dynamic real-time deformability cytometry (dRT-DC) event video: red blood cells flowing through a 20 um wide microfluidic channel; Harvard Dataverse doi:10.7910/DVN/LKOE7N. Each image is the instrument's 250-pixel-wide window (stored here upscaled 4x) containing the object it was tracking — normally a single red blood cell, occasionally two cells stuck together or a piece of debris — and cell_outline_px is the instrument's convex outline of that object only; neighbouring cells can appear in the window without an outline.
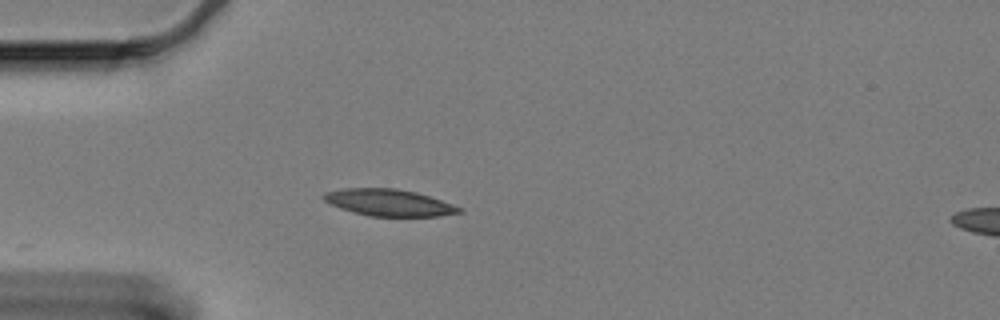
{"species": "Egyptian fruit bat (a non-hibernating species)", "species_latin": "Rousettus aegyptiacus", "temperature_condition": "cold", "stored_images_in_passage": 18, "camera_frame_rate_fps": 3000, "um_per_image_px": 0.085, "animal": {"sex": "female"}, "frame": {"image": 1, "passage_image": 1, "time_ms": 0.0, "image_size_px": [1000, 320], "cell_outline_px": [[464, 212], [440, 216], [368, 216], [352, 212], [340, 208], [324, 200], [320, 196], [324, 192], [340, 188], [396, 188], [416, 192], [452, 204], [460, 208]], "centroid_in_image_um": [33.01, 17.21], "position_along_channel_um": 52.0, "area_um2": 21.15}}
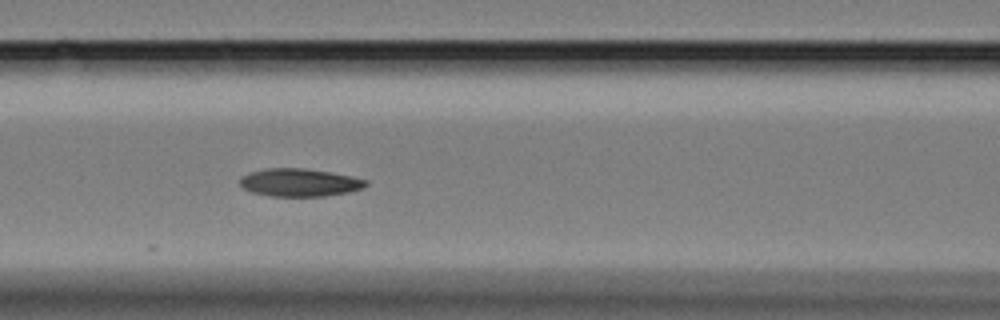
{"frame": {"image": 2, "passage_image": 10, "time_ms": 3.0, "image_size_px": [1000, 320], "cell_outline_px": [[368, 184], [364, 188], [348, 192], [324, 196], [268, 196], [252, 192], [244, 188], [240, 184], [240, 176], [248, 172], [264, 168], [304, 168], [332, 172], [352, 176], [368, 180]], "centroid_in_image_um": [25.46, 15.5], "position_along_channel_um": 141.1, "area_um2": 20.69}}
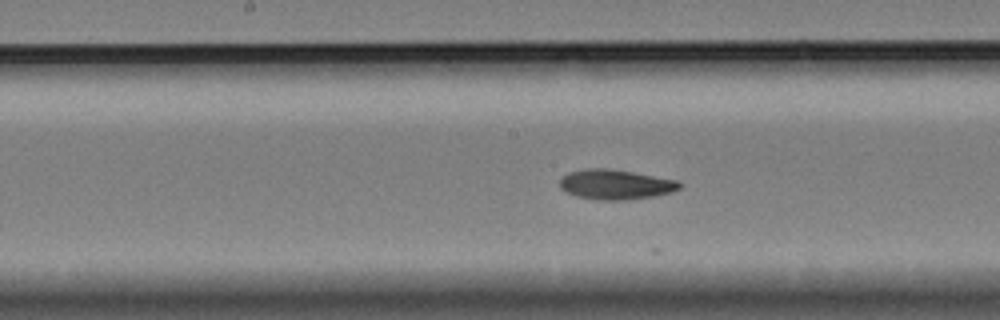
{"frame": {"image": 3, "passage_image": 15, "time_ms": 4.667, "image_size_px": [1000, 320], "cell_outline_px": [[680, 188], [672, 192], [652, 196], [628, 200], [596, 200], [576, 196], [560, 188], [560, 180], [568, 172], [584, 168], [608, 168], [632, 172], [676, 180], [680, 184]], "centroid_in_image_um": [52.28, 15.68], "position_along_channel_um": 195.9, "area_um2": 20.75}}